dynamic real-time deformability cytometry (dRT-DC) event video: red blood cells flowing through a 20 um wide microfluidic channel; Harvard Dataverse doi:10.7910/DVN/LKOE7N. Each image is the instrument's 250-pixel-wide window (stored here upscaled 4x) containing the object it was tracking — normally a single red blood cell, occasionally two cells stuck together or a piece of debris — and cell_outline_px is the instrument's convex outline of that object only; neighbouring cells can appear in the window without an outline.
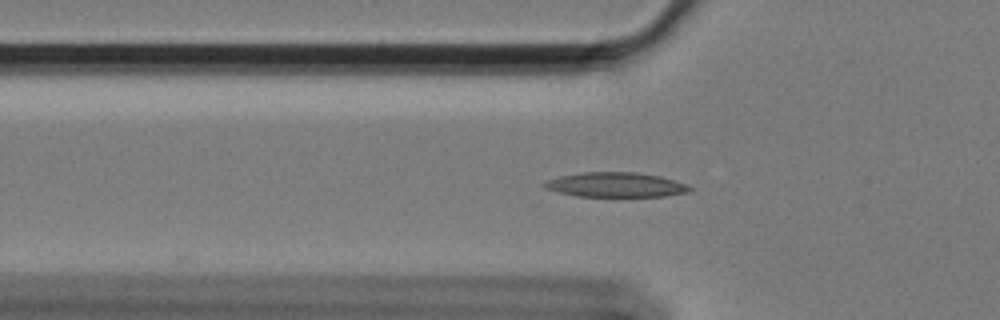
{"species": "Egyptian fruit bat (a non-hibernating species)", "species_latin": "Rousettus aegyptiacus", "temperature_condition": "cold", "stored_images_in_passage": 40, "camera_frame_rate_fps": 3000, "um_per_image_px": 0.085, "animal": {"sex": "female"}, "frame": {"image": 1, "passage_image": 4, "time_ms": 1.0, "image_size_px": [1000, 320], "cell_outline_px": [[692, 188], [688, 192], [664, 196], [576, 196], [544, 188], [544, 180], [560, 176], [584, 172], [636, 172], [660, 176], [688, 184]], "centroid_in_image_um": [52.34, 15.7], "position_along_channel_um": 73.5, "area_um2": 20.81}}
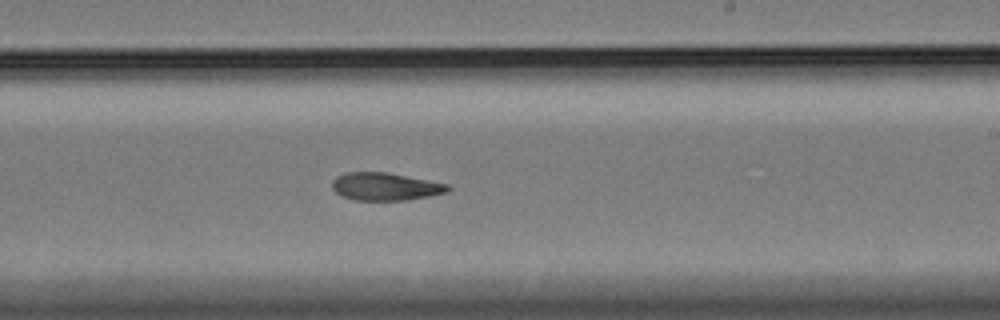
{"frame": {"image": 2, "passage_image": 20, "time_ms": 6.333, "image_size_px": [1000, 320], "cell_outline_px": [[452, 188], [448, 192], [428, 196], [404, 200], [356, 200], [340, 196], [332, 188], [332, 180], [336, 176], [344, 172], [388, 172], [448, 184]], "centroid_in_image_um": [32.73, 15.85], "position_along_channel_um": 256.3, "area_um2": 18.79}}
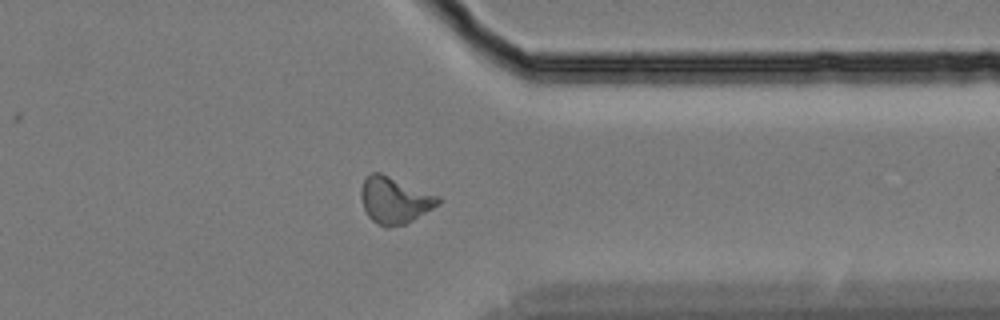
{"frame": {"image": 3, "passage_image": 31, "time_ms": 10.0, "image_size_px": [1000, 320], "cell_outline_px": [[440, 204], [412, 220], [404, 224], [388, 228], [384, 228], [372, 220], [368, 216], [364, 208], [360, 196], [360, 192], [364, 180], [372, 172], [380, 172], [440, 196]], "centroid_in_image_um": [33.54, 17.02], "position_along_channel_um": 377.9, "area_um2": 20.87}}